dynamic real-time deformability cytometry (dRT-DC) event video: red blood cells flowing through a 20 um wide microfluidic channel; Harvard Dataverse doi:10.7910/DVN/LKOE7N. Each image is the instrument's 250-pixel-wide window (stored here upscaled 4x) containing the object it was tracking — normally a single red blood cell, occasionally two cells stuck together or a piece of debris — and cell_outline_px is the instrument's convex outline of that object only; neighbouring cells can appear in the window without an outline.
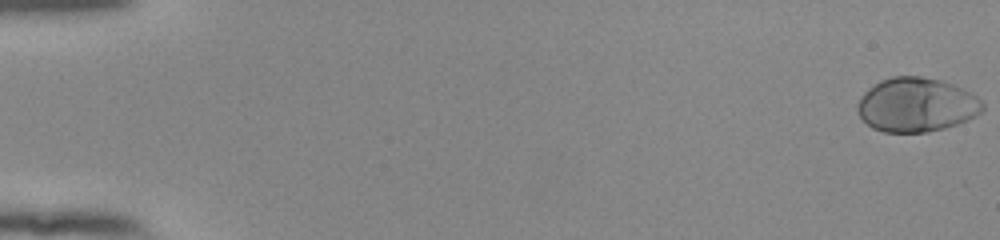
{"species": "human", "species_latin": "Homo sapiens", "temperature_condition": "room temperature", "stored_images_in_passage": 55, "camera_frame_rate_fps": 3000, "um_per_image_px": 0.085, "donor": {"sex": "female"}, "frame": {"image": 1, "passage_image": 1, "time_ms": 0.0, "image_size_px": [1000, 240], "cell_outline_px": [[984, 108], [976, 116], [968, 120], [944, 128], [928, 132], [884, 132], [872, 128], [860, 116], [856, 108], [856, 104], [860, 96], [868, 88], [880, 80], [892, 76], [924, 76], [940, 80], [964, 88], [976, 96], [984, 104]], "centroid_in_image_um": [77.88, 8.9], "position_along_channel_um": 7.1, "area_um2": 39.71}}
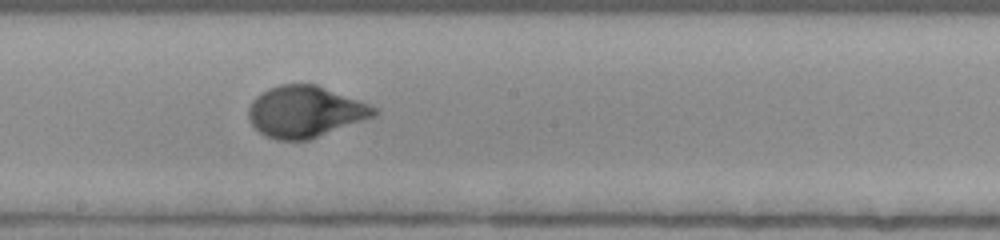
{"frame": {"image": 2, "passage_image": 32, "time_ms": 10.333, "image_size_px": [1000, 240], "cell_outline_px": [[380, 112], [376, 116], [308, 140], [276, 140], [264, 136], [248, 120], [248, 108], [252, 100], [260, 92], [268, 88], [280, 84], [316, 84], [380, 108]], "centroid_in_image_um": [25.94, 9.49], "position_along_channel_um": 222.3, "area_um2": 37.86}}
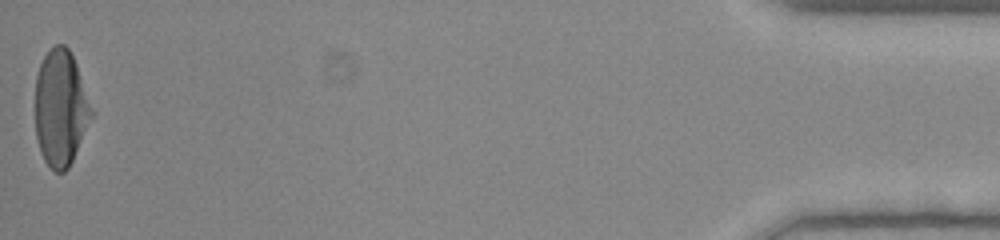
{"frame": {"image": 3, "passage_image": 55, "time_ms": 18.0, "image_size_px": [1000, 240], "cell_outline_px": [[96, 112], [68, 168], [64, 172], [56, 172], [44, 160], [40, 152], [36, 140], [36, 76], [40, 64], [44, 56], [56, 44], [64, 44], [68, 48], [76, 64]], "centroid_in_image_um": [5.19, 9.2], "position_along_channel_um": 430.0, "area_um2": 38.38}, "authors_computed_cell_mechanics": {"area_um2": 37.6278, "velocity_mm_per_s": 3.8521, "shape_relaxation_time_tau1_ms": 3.4879, "shape_relaxation_time_tau2_ms": null, "deformation_change_tau1": 0.2014, "deformation_change_tau2": null}}